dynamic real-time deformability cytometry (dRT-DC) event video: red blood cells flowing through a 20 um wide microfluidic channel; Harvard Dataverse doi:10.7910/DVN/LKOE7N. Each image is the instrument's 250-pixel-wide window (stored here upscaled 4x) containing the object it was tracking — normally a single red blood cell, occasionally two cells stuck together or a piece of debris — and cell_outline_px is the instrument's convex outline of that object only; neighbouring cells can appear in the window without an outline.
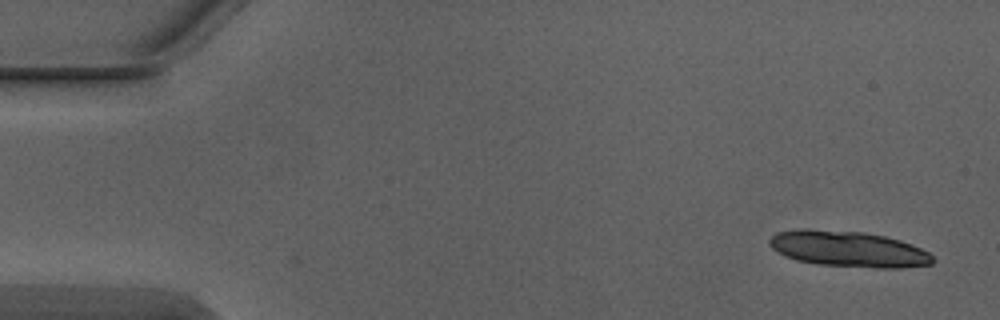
{"species": "Egyptian fruit bat (a non-hibernating species)", "species_latin": "Rousettus aegyptiacus", "temperature_condition": "warm", "stored_images_in_passage": 5, "camera_frame_rate_fps": 3000, "um_per_image_px": 0.085, "animal": {"sex": "male"}, "frame": {"image": 1, "passage_image": 1, "time_ms": 0.0, "image_size_px": [1000, 320], "cell_outline_px": [[936, 260], [932, 264], [900, 268], [876, 268], [820, 264], [796, 260], [784, 256], [776, 252], [768, 244], [768, 240], [776, 232], [800, 228], [804, 228], [864, 232], [884, 236], [900, 240], [912, 244], [928, 252]], "centroid_in_image_um": [72.08, 21.16], "position_along_channel_um": 12.9, "area_um2": 34.39}}
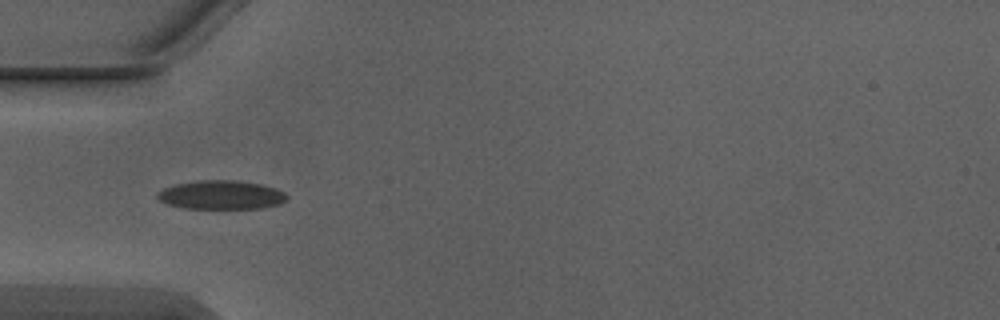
{"frame": {"image": 2, "passage_image": 5, "time_ms": 1.333, "image_size_px": [1000, 320], "cell_outline_px": [[288, 200], [280, 204], [264, 208], [184, 208], [168, 204], [160, 200], [156, 196], [156, 192], [164, 188], [176, 184], [196, 180], [240, 180], [260, 184], [276, 188], [284, 192], [288, 196]], "centroid_in_image_um": [18.83, 16.56], "position_along_channel_um": 66.2, "area_um2": 21.91}}